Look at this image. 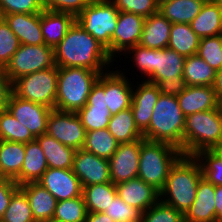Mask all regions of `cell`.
I'll list each match as a JSON object with an SVG mask.
<instances>
[{
	"label": "cell",
	"mask_w": 222,
	"mask_h": 222,
	"mask_svg": "<svg viewBox=\"0 0 222 222\" xmlns=\"http://www.w3.org/2000/svg\"><path fill=\"white\" fill-rule=\"evenodd\" d=\"M46 133L74 150L83 149L85 144L86 130L76 112L52 109Z\"/></svg>",
	"instance_id": "8fae6325"
},
{
	"label": "cell",
	"mask_w": 222,
	"mask_h": 222,
	"mask_svg": "<svg viewBox=\"0 0 222 222\" xmlns=\"http://www.w3.org/2000/svg\"><path fill=\"white\" fill-rule=\"evenodd\" d=\"M6 109L36 138L47 132V120L52 109L43 105L10 95Z\"/></svg>",
	"instance_id": "7c38bea8"
},
{
	"label": "cell",
	"mask_w": 222,
	"mask_h": 222,
	"mask_svg": "<svg viewBox=\"0 0 222 222\" xmlns=\"http://www.w3.org/2000/svg\"><path fill=\"white\" fill-rule=\"evenodd\" d=\"M48 169L45 154L35 139L25 144V158L20 174L14 181L20 186L29 182H38Z\"/></svg>",
	"instance_id": "4316f807"
},
{
	"label": "cell",
	"mask_w": 222,
	"mask_h": 222,
	"mask_svg": "<svg viewBox=\"0 0 222 222\" xmlns=\"http://www.w3.org/2000/svg\"><path fill=\"white\" fill-rule=\"evenodd\" d=\"M44 222H62V221L56 220L54 218H51V219H49L47 221H44Z\"/></svg>",
	"instance_id": "680465c9"
},
{
	"label": "cell",
	"mask_w": 222,
	"mask_h": 222,
	"mask_svg": "<svg viewBox=\"0 0 222 222\" xmlns=\"http://www.w3.org/2000/svg\"><path fill=\"white\" fill-rule=\"evenodd\" d=\"M118 146L119 142L106 128L87 131L83 149L98 157L109 160L116 152Z\"/></svg>",
	"instance_id": "d590c367"
},
{
	"label": "cell",
	"mask_w": 222,
	"mask_h": 222,
	"mask_svg": "<svg viewBox=\"0 0 222 222\" xmlns=\"http://www.w3.org/2000/svg\"><path fill=\"white\" fill-rule=\"evenodd\" d=\"M35 139L29 129L19 123L7 109L0 111V140L26 144Z\"/></svg>",
	"instance_id": "8d00e7d4"
},
{
	"label": "cell",
	"mask_w": 222,
	"mask_h": 222,
	"mask_svg": "<svg viewBox=\"0 0 222 222\" xmlns=\"http://www.w3.org/2000/svg\"><path fill=\"white\" fill-rule=\"evenodd\" d=\"M57 201L82 195L83 187L72 169L48 168L38 181Z\"/></svg>",
	"instance_id": "2e32d148"
},
{
	"label": "cell",
	"mask_w": 222,
	"mask_h": 222,
	"mask_svg": "<svg viewBox=\"0 0 222 222\" xmlns=\"http://www.w3.org/2000/svg\"><path fill=\"white\" fill-rule=\"evenodd\" d=\"M181 150L166 142H141L138 178L159 192L163 189L170 168L182 156Z\"/></svg>",
	"instance_id": "8992f818"
},
{
	"label": "cell",
	"mask_w": 222,
	"mask_h": 222,
	"mask_svg": "<svg viewBox=\"0 0 222 222\" xmlns=\"http://www.w3.org/2000/svg\"><path fill=\"white\" fill-rule=\"evenodd\" d=\"M200 37L187 23H172L168 48L177 51L180 55L188 57L196 55Z\"/></svg>",
	"instance_id": "1f68e13d"
},
{
	"label": "cell",
	"mask_w": 222,
	"mask_h": 222,
	"mask_svg": "<svg viewBox=\"0 0 222 222\" xmlns=\"http://www.w3.org/2000/svg\"><path fill=\"white\" fill-rule=\"evenodd\" d=\"M185 116L176 96L160 94L154 106L149 127L143 138L166 142L182 150L184 148Z\"/></svg>",
	"instance_id": "3957f363"
},
{
	"label": "cell",
	"mask_w": 222,
	"mask_h": 222,
	"mask_svg": "<svg viewBox=\"0 0 222 222\" xmlns=\"http://www.w3.org/2000/svg\"><path fill=\"white\" fill-rule=\"evenodd\" d=\"M190 25L200 38L222 34V8L217 3L206 0Z\"/></svg>",
	"instance_id": "f1b7e54d"
},
{
	"label": "cell",
	"mask_w": 222,
	"mask_h": 222,
	"mask_svg": "<svg viewBox=\"0 0 222 222\" xmlns=\"http://www.w3.org/2000/svg\"><path fill=\"white\" fill-rule=\"evenodd\" d=\"M221 144V106L185 117L183 155L194 156L202 150L218 149Z\"/></svg>",
	"instance_id": "277c9868"
},
{
	"label": "cell",
	"mask_w": 222,
	"mask_h": 222,
	"mask_svg": "<svg viewBox=\"0 0 222 222\" xmlns=\"http://www.w3.org/2000/svg\"><path fill=\"white\" fill-rule=\"evenodd\" d=\"M219 152L222 154V144L220 145V147L218 148Z\"/></svg>",
	"instance_id": "91938a15"
},
{
	"label": "cell",
	"mask_w": 222,
	"mask_h": 222,
	"mask_svg": "<svg viewBox=\"0 0 222 222\" xmlns=\"http://www.w3.org/2000/svg\"><path fill=\"white\" fill-rule=\"evenodd\" d=\"M143 140L142 137L133 142L119 144L116 152L109 159L112 183L116 185L137 178Z\"/></svg>",
	"instance_id": "5bb4252c"
},
{
	"label": "cell",
	"mask_w": 222,
	"mask_h": 222,
	"mask_svg": "<svg viewBox=\"0 0 222 222\" xmlns=\"http://www.w3.org/2000/svg\"><path fill=\"white\" fill-rule=\"evenodd\" d=\"M197 55L219 70L222 67V34L200 38Z\"/></svg>",
	"instance_id": "60d3db41"
},
{
	"label": "cell",
	"mask_w": 222,
	"mask_h": 222,
	"mask_svg": "<svg viewBox=\"0 0 222 222\" xmlns=\"http://www.w3.org/2000/svg\"><path fill=\"white\" fill-rule=\"evenodd\" d=\"M19 187L29 200L35 222H44L53 218L58 201L46 188L38 182H29Z\"/></svg>",
	"instance_id": "cb8c5ba5"
},
{
	"label": "cell",
	"mask_w": 222,
	"mask_h": 222,
	"mask_svg": "<svg viewBox=\"0 0 222 222\" xmlns=\"http://www.w3.org/2000/svg\"><path fill=\"white\" fill-rule=\"evenodd\" d=\"M1 222H35L29 200L20 187L12 194Z\"/></svg>",
	"instance_id": "f35d334b"
},
{
	"label": "cell",
	"mask_w": 222,
	"mask_h": 222,
	"mask_svg": "<svg viewBox=\"0 0 222 222\" xmlns=\"http://www.w3.org/2000/svg\"><path fill=\"white\" fill-rule=\"evenodd\" d=\"M217 222H222V203H215Z\"/></svg>",
	"instance_id": "11a10c76"
},
{
	"label": "cell",
	"mask_w": 222,
	"mask_h": 222,
	"mask_svg": "<svg viewBox=\"0 0 222 222\" xmlns=\"http://www.w3.org/2000/svg\"><path fill=\"white\" fill-rule=\"evenodd\" d=\"M214 200H215V203H222V185L215 186Z\"/></svg>",
	"instance_id": "db71d44e"
},
{
	"label": "cell",
	"mask_w": 222,
	"mask_h": 222,
	"mask_svg": "<svg viewBox=\"0 0 222 222\" xmlns=\"http://www.w3.org/2000/svg\"><path fill=\"white\" fill-rule=\"evenodd\" d=\"M19 188V185L12 179L0 178V222L7 209L12 194Z\"/></svg>",
	"instance_id": "c3c4849f"
},
{
	"label": "cell",
	"mask_w": 222,
	"mask_h": 222,
	"mask_svg": "<svg viewBox=\"0 0 222 222\" xmlns=\"http://www.w3.org/2000/svg\"><path fill=\"white\" fill-rule=\"evenodd\" d=\"M121 12H129L149 17L159 11V0H112Z\"/></svg>",
	"instance_id": "f6af8a7d"
},
{
	"label": "cell",
	"mask_w": 222,
	"mask_h": 222,
	"mask_svg": "<svg viewBox=\"0 0 222 222\" xmlns=\"http://www.w3.org/2000/svg\"><path fill=\"white\" fill-rule=\"evenodd\" d=\"M199 162L202 176L214 186L222 185V154L218 149L202 150L194 155ZM205 160V161H204ZM203 163H202V162Z\"/></svg>",
	"instance_id": "74e56055"
},
{
	"label": "cell",
	"mask_w": 222,
	"mask_h": 222,
	"mask_svg": "<svg viewBox=\"0 0 222 222\" xmlns=\"http://www.w3.org/2000/svg\"><path fill=\"white\" fill-rule=\"evenodd\" d=\"M126 51L134 53L137 68L148 77L145 81L156 84L165 79L172 80L176 79V76H183L185 57L173 49H152L138 44Z\"/></svg>",
	"instance_id": "52a82bcc"
},
{
	"label": "cell",
	"mask_w": 222,
	"mask_h": 222,
	"mask_svg": "<svg viewBox=\"0 0 222 222\" xmlns=\"http://www.w3.org/2000/svg\"><path fill=\"white\" fill-rule=\"evenodd\" d=\"M126 78L120 71L104 73L106 106L112 116L131 107L133 89Z\"/></svg>",
	"instance_id": "d6986e66"
},
{
	"label": "cell",
	"mask_w": 222,
	"mask_h": 222,
	"mask_svg": "<svg viewBox=\"0 0 222 222\" xmlns=\"http://www.w3.org/2000/svg\"><path fill=\"white\" fill-rule=\"evenodd\" d=\"M100 75L88 68L58 67L55 109L77 112L83 108Z\"/></svg>",
	"instance_id": "5b68a950"
},
{
	"label": "cell",
	"mask_w": 222,
	"mask_h": 222,
	"mask_svg": "<svg viewBox=\"0 0 222 222\" xmlns=\"http://www.w3.org/2000/svg\"><path fill=\"white\" fill-rule=\"evenodd\" d=\"M12 92L11 80L5 73H0V111L6 109Z\"/></svg>",
	"instance_id": "f907efd6"
},
{
	"label": "cell",
	"mask_w": 222,
	"mask_h": 222,
	"mask_svg": "<svg viewBox=\"0 0 222 222\" xmlns=\"http://www.w3.org/2000/svg\"><path fill=\"white\" fill-rule=\"evenodd\" d=\"M55 65L54 48L48 45L21 44L5 67V75L16 79Z\"/></svg>",
	"instance_id": "30bf717a"
},
{
	"label": "cell",
	"mask_w": 222,
	"mask_h": 222,
	"mask_svg": "<svg viewBox=\"0 0 222 222\" xmlns=\"http://www.w3.org/2000/svg\"><path fill=\"white\" fill-rule=\"evenodd\" d=\"M212 87L215 90L219 102L222 104V67L216 71V76Z\"/></svg>",
	"instance_id": "816d5d0a"
},
{
	"label": "cell",
	"mask_w": 222,
	"mask_h": 222,
	"mask_svg": "<svg viewBox=\"0 0 222 222\" xmlns=\"http://www.w3.org/2000/svg\"><path fill=\"white\" fill-rule=\"evenodd\" d=\"M118 17L119 10L111 0H91L76 17V22L102 44L111 56V38Z\"/></svg>",
	"instance_id": "ba28073f"
},
{
	"label": "cell",
	"mask_w": 222,
	"mask_h": 222,
	"mask_svg": "<svg viewBox=\"0 0 222 222\" xmlns=\"http://www.w3.org/2000/svg\"><path fill=\"white\" fill-rule=\"evenodd\" d=\"M107 49L77 22L54 48L55 65L58 67L88 68L103 74L104 66L113 62Z\"/></svg>",
	"instance_id": "6da1fadb"
},
{
	"label": "cell",
	"mask_w": 222,
	"mask_h": 222,
	"mask_svg": "<svg viewBox=\"0 0 222 222\" xmlns=\"http://www.w3.org/2000/svg\"><path fill=\"white\" fill-rule=\"evenodd\" d=\"M176 97L185 117L197 112L217 109L222 105L212 86H187Z\"/></svg>",
	"instance_id": "7402d4cb"
},
{
	"label": "cell",
	"mask_w": 222,
	"mask_h": 222,
	"mask_svg": "<svg viewBox=\"0 0 222 222\" xmlns=\"http://www.w3.org/2000/svg\"><path fill=\"white\" fill-rule=\"evenodd\" d=\"M58 66L34 72L16 79L12 91L19 98L55 109Z\"/></svg>",
	"instance_id": "9c48e42d"
},
{
	"label": "cell",
	"mask_w": 222,
	"mask_h": 222,
	"mask_svg": "<svg viewBox=\"0 0 222 222\" xmlns=\"http://www.w3.org/2000/svg\"><path fill=\"white\" fill-rule=\"evenodd\" d=\"M172 23L160 11L145 18L139 45L152 49H165L170 40Z\"/></svg>",
	"instance_id": "484cf974"
},
{
	"label": "cell",
	"mask_w": 222,
	"mask_h": 222,
	"mask_svg": "<svg viewBox=\"0 0 222 222\" xmlns=\"http://www.w3.org/2000/svg\"><path fill=\"white\" fill-rule=\"evenodd\" d=\"M82 195L88 212L101 213L117 196V189L112 182L94 184L83 187Z\"/></svg>",
	"instance_id": "836d02e7"
},
{
	"label": "cell",
	"mask_w": 222,
	"mask_h": 222,
	"mask_svg": "<svg viewBox=\"0 0 222 222\" xmlns=\"http://www.w3.org/2000/svg\"><path fill=\"white\" fill-rule=\"evenodd\" d=\"M214 196L215 186L202 177L195 200L184 214V222H217Z\"/></svg>",
	"instance_id": "44dd1931"
},
{
	"label": "cell",
	"mask_w": 222,
	"mask_h": 222,
	"mask_svg": "<svg viewBox=\"0 0 222 222\" xmlns=\"http://www.w3.org/2000/svg\"><path fill=\"white\" fill-rule=\"evenodd\" d=\"M140 222H184V214L159 200L142 213Z\"/></svg>",
	"instance_id": "b9f144b4"
},
{
	"label": "cell",
	"mask_w": 222,
	"mask_h": 222,
	"mask_svg": "<svg viewBox=\"0 0 222 222\" xmlns=\"http://www.w3.org/2000/svg\"><path fill=\"white\" fill-rule=\"evenodd\" d=\"M160 94L158 86L148 81L142 82L135 92L134 90L132 92L130 108L135 124L142 133L149 127L153 109Z\"/></svg>",
	"instance_id": "ffe728a7"
},
{
	"label": "cell",
	"mask_w": 222,
	"mask_h": 222,
	"mask_svg": "<svg viewBox=\"0 0 222 222\" xmlns=\"http://www.w3.org/2000/svg\"><path fill=\"white\" fill-rule=\"evenodd\" d=\"M45 154L48 168L72 169L76 150L57 141L47 133L36 137Z\"/></svg>",
	"instance_id": "83f0119b"
},
{
	"label": "cell",
	"mask_w": 222,
	"mask_h": 222,
	"mask_svg": "<svg viewBox=\"0 0 222 222\" xmlns=\"http://www.w3.org/2000/svg\"><path fill=\"white\" fill-rule=\"evenodd\" d=\"M21 43L3 17H0V62L6 67Z\"/></svg>",
	"instance_id": "ee69618b"
},
{
	"label": "cell",
	"mask_w": 222,
	"mask_h": 222,
	"mask_svg": "<svg viewBox=\"0 0 222 222\" xmlns=\"http://www.w3.org/2000/svg\"><path fill=\"white\" fill-rule=\"evenodd\" d=\"M107 129L119 144L133 142L143 137V133L135 124L131 108L113 115Z\"/></svg>",
	"instance_id": "e575fe53"
},
{
	"label": "cell",
	"mask_w": 222,
	"mask_h": 222,
	"mask_svg": "<svg viewBox=\"0 0 222 222\" xmlns=\"http://www.w3.org/2000/svg\"><path fill=\"white\" fill-rule=\"evenodd\" d=\"M85 222H115L110 216L106 215L104 212L101 213H91L88 212Z\"/></svg>",
	"instance_id": "f5cc1de1"
},
{
	"label": "cell",
	"mask_w": 222,
	"mask_h": 222,
	"mask_svg": "<svg viewBox=\"0 0 222 222\" xmlns=\"http://www.w3.org/2000/svg\"><path fill=\"white\" fill-rule=\"evenodd\" d=\"M88 211L83 195L57 202L53 218L62 222H85Z\"/></svg>",
	"instance_id": "ab89813d"
},
{
	"label": "cell",
	"mask_w": 222,
	"mask_h": 222,
	"mask_svg": "<svg viewBox=\"0 0 222 222\" xmlns=\"http://www.w3.org/2000/svg\"><path fill=\"white\" fill-rule=\"evenodd\" d=\"M104 213L115 222H140L142 217L140 210L128 205L118 195L110 202Z\"/></svg>",
	"instance_id": "7bdbcfd3"
},
{
	"label": "cell",
	"mask_w": 222,
	"mask_h": 222,
	"mask_svg": "<svg viewBox=\"0 0 222 222\" xmlns=\"http://www.w3.org/2000/svg\"><path fill=\"white\" fill-rule=\"evenodd\" d=\"M202 177L200 164L194 156L182 155L169 170L160 200L185 214L195 200Z\"/></svg>",
	"instance_id": "7a4b0ae2"
},
{
	"label": "cell",
	"mask_w": 222,
	"mask_h": 222,
	"mask_svg": "<svg viewBox=\"0 0 222 222\" xmlns=\"http://www.w3.org/2000/svg\"><path fill=\"white\" fill-rule=\"evenodd\" d=\"M77 115L86 132L91 130L106 129L112 117L110 110L106 106V96L104 93V73L98 77L92 86L86 105L79 109Z\"/></svg>",
	"instance_id": "4fadbf2b"
},
{
	"label": "cell",
	"mask_w": 222,
	"mask_h": 222,
	"mask_svg": "<svg viewBox=\"0 0 222 222\" xmlns=\"http://www.w3.org/2000/svg\"><path fill=\"white\" fill-rule=\"evenodd\" d=\"M25 144L0 140V178L14 180L21 172Z\"/></svg>",
	"instance_id": "4dcf8cb0"
},
{
	"label": "cell",
	"mask_w": 222,
	"mask_h": 222,
	"mask_svg": "<svg viewBox=\"0 0 222 222\" xmlns=\"http://www.w3.org/2000/svg\"><path fill=\"white\" fill-rule=\"evenodd\" d=\"M76 22L69 13L43 10L41 12V32L45 45L55 48Z\"/></svg>",
	"instance_id": "d4e9b609"
},
{
	"label": "cell",
	"mask_w": 222,
	"mask_h": 222,
	"mask_svg": "<svg viewBox=\"0 0 222 222\" xmlns=\"http://www.w3.org/2000/svg\"><path fill=\"white\" fill-rule=\"evenodd\" d=\"M72 170L82 187L112 182L109 160L84 149L76 150Z\"/></svg>",
	"instance_id": "9a60e30c"
},
{
	"label": "cell",
	"mask_w": 222,
	"mask_h": 222,
	"mask_svg": "<svg viewBox=\"0 0 222 222\" xmlns=\"http://www.w3.org/2000/svg\"><path fill=\"white\" fill-rule=\"evenodd\" d=\"M0 73H5V66L0 62Z\"/></svg>",
	"instance_id": "9f6ffc18"
},
{
	"label": "cell",
	"mask_w": 222,
	"mask_h": 222,
	"mask_svg": "<svg viewBox=\"0 0 222 222\" xmlns=\"http://www.w3.org/2000/svg\"><path fill=\"white\" fill-rule=\"evenodd\" d=\"M145 17L119 11L115 32L111 38V57L115 52H125L128 48L138 45L143 31Z\"/></svg>",
	"instance_id": "e0dca14e"
},
{
	"label": "cell",
	"mask_w": 222,
	"mask_h": 222,
	"mask_svg": "<svg viewBox=\"0 0 222 222\" xmlns=\"http://www.w3.org/2000/svg\"><path fill=\"white\" fill-rule=\"evenodd\" d=\"M10 29L18 37L21 44H45L41 32V13L25 14L15 13L3 16Z\"/></svg>",
	"instance_id": "603a6c76"
},
{
	"label": "cell",
	"mask_w": 222,
	"mask_h": 222,
	"mask_svg": "<svg viewBox=\"0 0 222 222\" xmlns=\"http://www.w3.org/2000/svg\"><path fill=\"white\" fill-rule=\"evenodd\" d=\"M44 10L42 0H0V17L6 14H35Z\"/></svg>",
	"instance_id": "bcb514c9"
},
{
	"label": "cell",
	"mask_w": 222,
	"mask_h": 222,
	"mask_svg": "<svg viewBox=\"0 0 222 222\" xmlns=\"http://www.w3.org/2000/svg\"><path fill=\"white\" fill-rule=\"evenodd\" d=\"M117 195L142 213L160 200V192L140 178L116 184Z\"/></svg>",
	"instance_id": "ac0fdd59"
},
{
	"label": "cell",
	"mask_w": 222,
	"mask_h": 222,
	"mask_svg": "<svg viewBox=\"0 0 222 222\" xmlns=\"http://www.w3.org/2000/svg\"><path fill=\"white\" fill-rule=\"evenodd\" d=\"M214 3H217L222 8V0H211Z\"/></svg>",
	"instance_id": "6f0895ef"
},
{
	"label": "cell",
	"mask_w": 222,
	"mask_h": 222,
	"mask_svg": "<svg viewBox=\"0 0 222 222\" xmlns=\"http://www.w3.org/2000/svg\"><path fill=\"white\" fill-rule=\"evenodd\" d=\"M159 88V92L163 95L177 96L182 93L187 84L183 76H176V79H165L156 83Z\"/></svg>",
	"instance_id": "681fc988"
},
{
	"label": "cell",
	"mask_w": 222,
	"mask_h": 222,
	"mask_svg": "<svg viewBox=\"0 0 222 222\" xmlns=\"http://www.w3.org/2000/svg\"><path fill=\"white\" fill-rule=\"evenodd\" d=\"M206 0H160L159 11L171 23H187L200 13Z\"/></svg>",
	"instance_id": "f546056e"
},
{
	"label": "cell",
	"mask_w": 222,
	"mask_h": 222,
	"mask_svg": "<svg viewBox=\"0 0 222 222\" xmlns=\"http://www.w3.org/2000/svg\"><path fill=\"white\" fill-rule=\"evenodd\" d=\"M91 0H42L44 10L64 12L77 17Z\"/></svg>",
	"instance_id": "7dc6e473"
},
{
	"label": "cell",
	"mask_w": 222,
	"mask_h": 222,
	"mask_svg": "<svg viewBox=\"0 0 222 222\" xmlns=\"http://www.w3.org/2000/svg\"><path fill=\"white\" fill-rule=\"evenodd\" d=\"M216 71L197 54L185 57L183 78L187 86H212Z\"/></svg>",
	"instance_id": "d6a6232c"
}]
</instances>
